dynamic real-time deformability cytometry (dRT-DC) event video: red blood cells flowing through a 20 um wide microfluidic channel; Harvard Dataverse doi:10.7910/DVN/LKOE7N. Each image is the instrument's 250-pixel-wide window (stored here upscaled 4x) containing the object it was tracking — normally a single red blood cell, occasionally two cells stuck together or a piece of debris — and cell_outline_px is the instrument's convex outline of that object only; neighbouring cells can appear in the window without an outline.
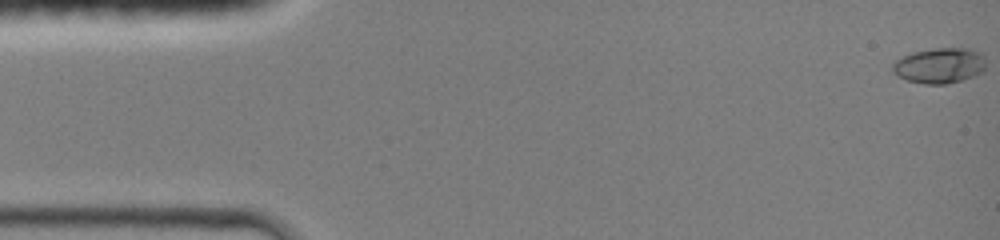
{"species": "common noctule bat (a hibernating species)", "species_latin": "Nyctalus noctula", "temperature_condition": "room temperature", "stored_images_in_passage": 45, "camera_frame_rate_fps": 3000, "um_per_image_px": 0.085, "animal": {"sex": "female", "body_mass_g": 19.0, "forearm_length_mm": 51.5}, "frame": {"image": 1, "passage_image": 1, "time_ms": 0.0, "image_size_px": [1000, 240], "cell_outline_px": [[984, 68], [980, 72], [972, 76], [948, 84], [924, 84], [908, 80], [900, 76], [892, 68], [892, 64], [896, 60], [904, 56], [916, 52], [940, 48], [960, 48], [976, 52], [984, 56]], "centroid_in_image_um": [79.85, 5.59], "position_along_channel_um": 5.1, "area_um2": 18.55}}
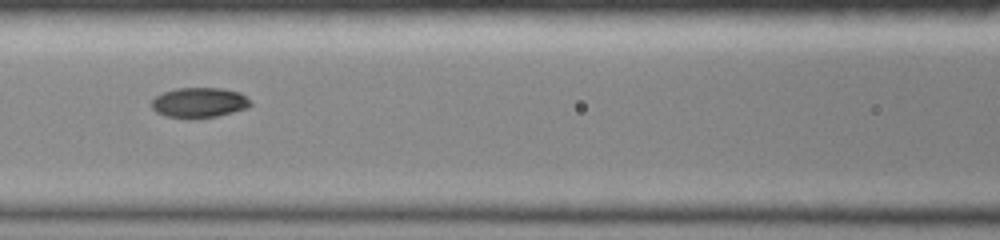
{"frame": {"image": 2, "passage_image": 20, "time_ms": 6.333, "image_size_px": [1000, 240], "cell_outline_px": [[252, 104], [244, 108], [232, 112], [216, 116], [196, 120], [188, 120], [164, 116], [156, 112], [152, 108], [152, 100], [156, 96], [164, 92], [176, 88], [220, 88], [240, 92]], "centroid_in_image_um": [16.87, 8.75], "position_along_channel_um": 149.7, "area_um2": 17.51}}
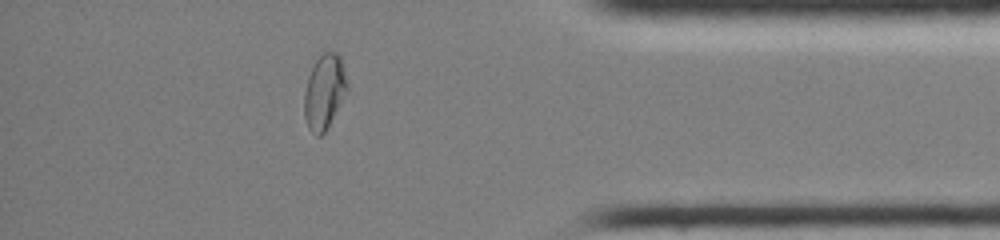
{"frame": {"image": 3, "passage_image": 39, "time_ms": 12.667, "image_size_px": [1000, 240], "cell_outline_px": [[348, 92], [324, 132], [320, 136], [316, 136], [308, 128], [304, 116], [304, 92], [308, 76], [316, 60], [324, 52], [336, 52], [340, 56], [348, 84]], "centroid_in_image_um": [27.57, 7.81], "position_along_channel_um": 407.6, "area_um2": 18.67}, "authors_computed_cell_mechanics": {"area_um2": 17.4556, "velocity_mm_per_s": 4.3501, "shape_relaxation_time_tau1_ms": 9.0653, "shape_relaxation_time_tau2_ms": 1.5578, "deformation_change_tau1": 0.2758, "deformation_change_tau2": 0.0302}}